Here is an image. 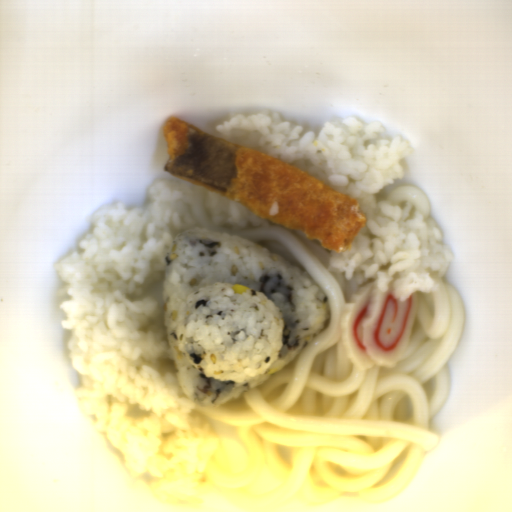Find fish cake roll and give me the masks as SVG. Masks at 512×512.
Wrapping results in <instances>:
<instances>
[{"label":"fish cake roll","instance_id":"14b837c1","mask_svg":"<svg viewBox=\"0 0 512 512\" xmlns=\"http://www.w3.org/2000/svg\"><path fill=\"white\" fill-rule=\"evenodd\" d=\"M418 304L414 290L405 301L392 298L370 281L344 305L341 340L349 361L359 370L394 368L408 348Z\"/></svg>","mask_w":512,"mask_h":512}]
</instances>
